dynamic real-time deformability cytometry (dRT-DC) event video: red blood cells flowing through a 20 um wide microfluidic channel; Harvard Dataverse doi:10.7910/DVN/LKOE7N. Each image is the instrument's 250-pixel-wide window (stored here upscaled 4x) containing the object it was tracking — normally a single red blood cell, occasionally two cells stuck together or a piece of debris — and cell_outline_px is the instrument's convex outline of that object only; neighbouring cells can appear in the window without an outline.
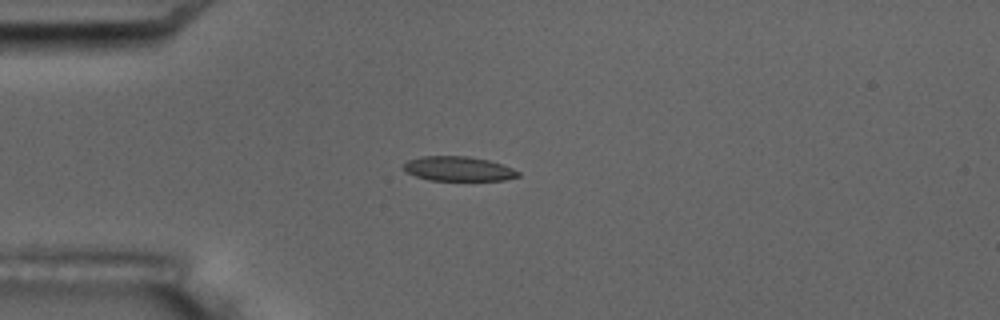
{"species": "common noctule bat (a hibernating species)", "species_latin": "Nyctalus noctula", "temperature_condition": "room temperature", "stored_images_in_passage": 7, "camera_frame_rate_fps": 3000, "um_per_image_px": 0.085, "animal": {"sex": "male", "body_mass_g": 17.5, "forearm_length_mm": 52.3}, "frame": {"image": 1, "passage_image": 3, "time_ms": 3.333, "image_size_px": [1000, 320], "cell_outline_px": [[520, 176], [504, 180], [428, 180], [416, 176], [408, 172], [404, 168], [404, 164], [408, 160], [420, 156], [468, 156], [488, 160], [512, 168], [520, 172]], "centroid_in_image_um": [38.97, 14.34], "position_along_channel_um": 46.0, "area_um2": 16.24}}
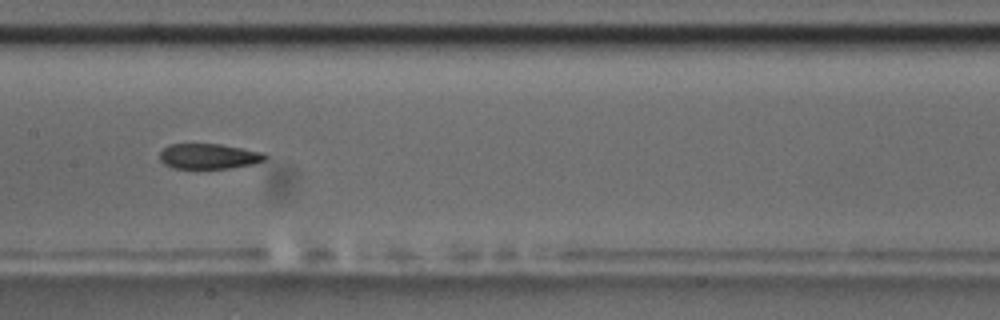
{"frame": {"image": 2, "passage_image": 7, "time_ms": 8.0, "image_size_px": [1000, 320], "cell_outline_px": [[268, 156], [264, 160], [252, 164], [228, 168], [172, 168], [164, 164], [160, 160], [160, 152], [168, 144], [220, 144], [264, 152]], "centroid_in_image_um": [17.74, 13.28], "position_along_channel_um": 189.7, "area_um2": 15.49}}